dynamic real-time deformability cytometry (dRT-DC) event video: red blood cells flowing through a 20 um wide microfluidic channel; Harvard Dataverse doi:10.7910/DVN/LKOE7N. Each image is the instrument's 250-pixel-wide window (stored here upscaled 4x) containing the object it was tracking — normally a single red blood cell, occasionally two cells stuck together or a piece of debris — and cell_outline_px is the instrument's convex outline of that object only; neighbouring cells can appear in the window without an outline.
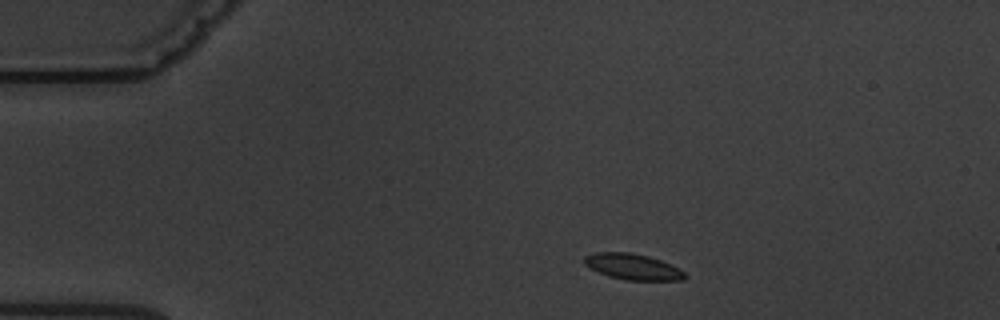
{"species": "common noctule bat (a hibernating species)", "species_latin": "Nyctalus noctula", "temperature_condition": "warm", "stored_images_in_passage": 4, "camera_frame_rate_fps": 3000, "um_per_image_px": 0.085, "animal": {"sex": "male", "body_mass_g": 19.5, "forearm_length_mm": 54.6}, "frame": {"image": 1, "passage_image": 1, "time_ms": 0.0, "image_size_px": [1000, 320], "cell_outline_px": [[688, 276], [684, 280], [624, 280], [608, 276], [584, 264], [584, 256], [596, 252], [628, 252], [648, 256], [660, 260], [684, 272]], "centroid_in_image_um": [53.77, 22.67], "position_along_channel_um": 31.2, "area_um2": 14.97}}
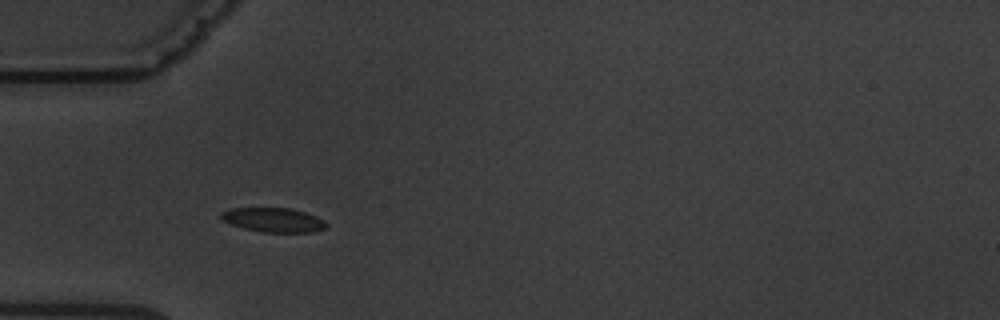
{"frame": {"image": 2, "passage_image": 3, "time_ms": 2.333, "image_size_px": [1000, 320], "cell_outline_px": [[328, 224], [324, 228], [312, 232], [264, 232], [244, 228], [220, 220], [220, 212], [232, 208], [292, 208], [316, 216], [324, 220]], "centroid_in_image_um": [23.22, 18.68], "position_along_channel_um": 61.8, "area_um2": 14.85}}
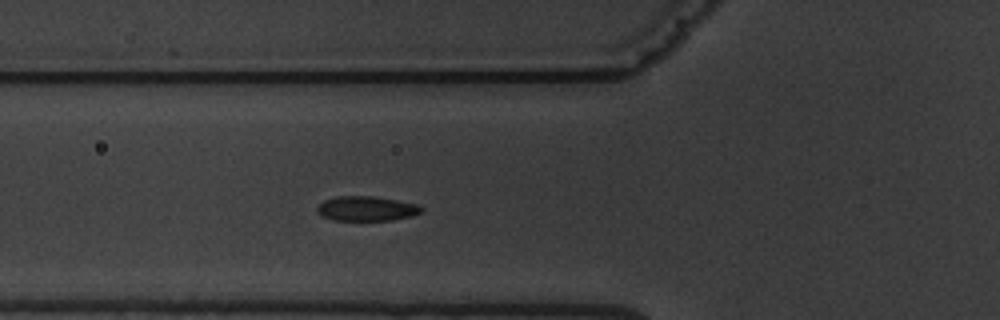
{"frame": {"image": 3, "passage_image": 4, "time_ms": 3.333, "image_size_px": [1000, 320], "cell_outline_px": [[424, 208], [420, 212], [412, 216], [392, 220], [332, 220], [316, 212], [316, 208], [324, 200], [336, 196], [372, 196], [396, 200], [416, 204]], "centroid_in_image_um": [31.13, 17.73], "position_along_channel_um": 94.7, "area_um2": 14.91}}